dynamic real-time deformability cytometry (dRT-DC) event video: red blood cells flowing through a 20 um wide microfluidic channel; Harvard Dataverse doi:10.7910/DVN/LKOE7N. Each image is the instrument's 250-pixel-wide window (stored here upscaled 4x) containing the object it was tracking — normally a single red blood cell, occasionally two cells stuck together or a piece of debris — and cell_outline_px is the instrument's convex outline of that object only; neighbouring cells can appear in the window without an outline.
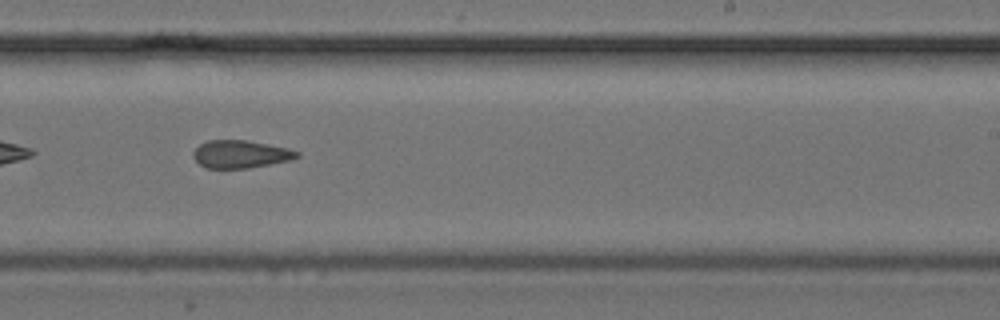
{"species": "common noctule bat (a hibernating species)", "species_latin": "Nyctalus noctula", "temperature_condition": "cold", "stored_images_in_passage": 32, "camera_frame_rate_fps": 3000, "um_per_image_px": 0.085, "animal": {"sex": "female", "body_mass_g": 24.6, "forearm_length_mm": 56.2}, "frame": {"image": 1, "passage_image": 19, "time_ms": 6.0, "image_size_px": [1000, 320], "cell_outline_px": [[300, 156], [288, 160], [248, 168], [208, 168], [200, 164], [192, 156], [192, 152], [200, 144], [208, 140], [248, 140], [288, 148], [300, 152]], "centroid_in_image_um": [20.43, 13.09], "position_along_channel_um": 268.6, "area_um2": 16.65}}
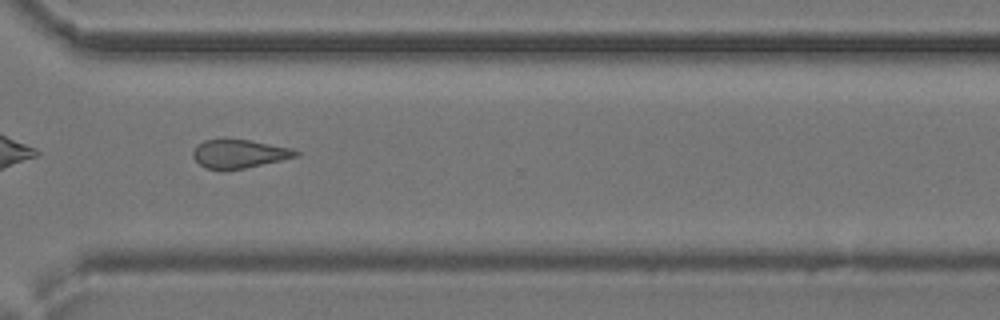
{"frame": {"image": 2, "passage_image": 23, "time_ms": 7.333, "image_size_px": [1000, 320], "cell_outline_px": [[300, 156], [244, 168], [204, 168], [192, 156], [192, 152], [196, 144], [204, 140], [252, 140], [292, 148], [300, 152]], "centroid_in_image_um": [20.36, 13.05], "position_along_channel_um": 350.2, "area_um2": 16.82}}